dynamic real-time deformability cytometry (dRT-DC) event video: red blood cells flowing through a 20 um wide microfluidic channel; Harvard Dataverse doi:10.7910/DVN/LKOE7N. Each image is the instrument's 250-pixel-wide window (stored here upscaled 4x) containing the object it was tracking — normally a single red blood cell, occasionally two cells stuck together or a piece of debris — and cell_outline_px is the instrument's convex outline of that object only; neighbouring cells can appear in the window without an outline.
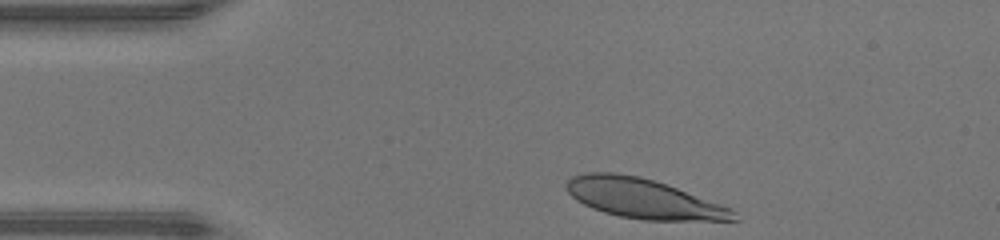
{"species": "human", "species_latin": "Homo sapiens", "temperature_condition": "warm", "stored_images_in_passage": 30, "camera_frame_rate_fps": 3000, "um_per_image_px": 0.085, "donor": {"sex": "male"}, "frame": {"image": 1, "passage_image": 1, "time_ms": 0.0, "image_size_px": [1000, 240], "cell_outline_px": [[740, 220], [644, 220], [620, 216], [604, 212], [592, 208], [576, 200], [568, 192], [564, 184], [572, 176], [588, 172], [612, 172], [640, 176], [676, 188], [728, 208], [736, 212]], "centroid_in_image_um": [54.61, 16.87], "position_along_channel_um": 30.4, "area_um2": 38.03}}
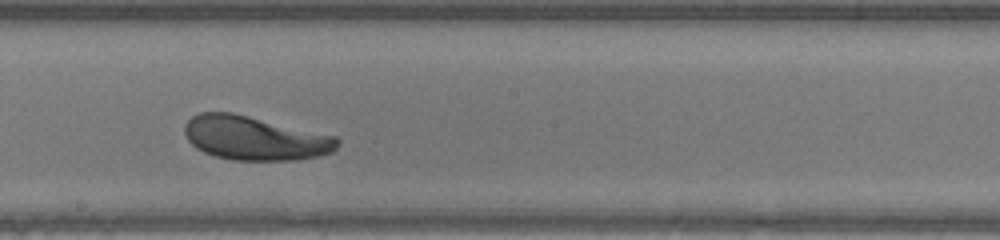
{"frame": {"image": 2, "passage_image": 18, "time_ms": 5.667, "image_size_px": [1000, 240], "cell_outline_px": [[340, 140], [336, 148], [332, 152], [316, 156], [296, 160], [232, 160], [216, 156], [204, 152], [196, 148], [188, 140], [184, 132], [184, 124], [192, 116], [200, 112], [232, 112], [336, 136]], "centroid_in_image_um": [21.63, 11.74], "position_along_channel_um": 226.6, "area_um2": 39.07}}
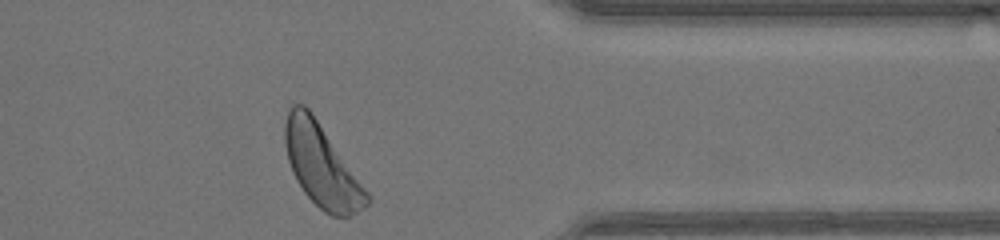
{"frame": {"image": 3, "passage_image": 30, "time_ms": 9.667, "image_size_px": [1000, 240], "cell_outline_px": [[372, 200], [364, 208], [348, 216], [332, 216], [324, 212], [304, 192], [296, 180], [292, 172], [288, 160], [284, 144], [284, 124], [288, 108], [292, 104], [304, 104], [312, 112], [372, 196]], "centroid_in_image_um": [27.34, 14.06], "position_along_channel_um": 384.1, "area_um2": 39.42}, "authors_computed_cell_mechanics": {"area_um2": 39.2173, "velocity_mm_per_s": 4.3637, "shape_relaxation_time_tau1_ms": 2.3362, "shape_relaxation_time_tau2_ms": 4.2861, "deformation_change_tau1": 0.1436, "deformation_change_tau2": 0.0853}}